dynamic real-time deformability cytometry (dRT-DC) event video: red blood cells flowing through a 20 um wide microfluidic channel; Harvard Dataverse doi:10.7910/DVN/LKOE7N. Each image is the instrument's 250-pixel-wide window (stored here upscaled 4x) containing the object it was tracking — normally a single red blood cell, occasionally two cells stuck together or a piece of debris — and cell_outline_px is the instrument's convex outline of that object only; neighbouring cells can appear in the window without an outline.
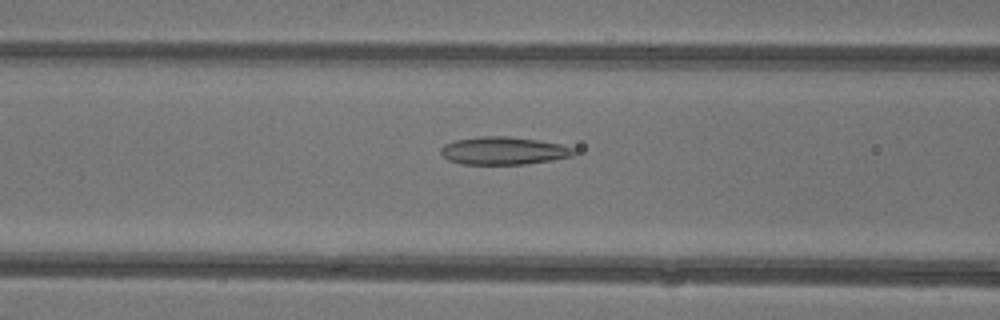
{"species": "common noctule bat (a hibernating species)", "species_latin": "Nyctalus noctula", "temperature_condition": "warm", "stored_images_in_passage": 47, "camera_frame_rate_fps": 3000, "um_per_image_px": 0.085, "animal": {"sex": "female"}, "frame": {"image": 1, "passage_image": 20, "time_ms": 6.333, "image_size_px": [1000, 320], "cell_outline_px": [[576, 152], [572, 156], [552, 160], [524, 164], [460, 164], [448, 160], [440, 152], [440, 148], [444, 144], [456, 140], [480, 136], [508, 136], [540, 140], [560, 144], [572, 148]], "centroid_in_image_um": [42.78, 12.81], "position_along_channel_um": 123.8, "area_um2": 21.56}}
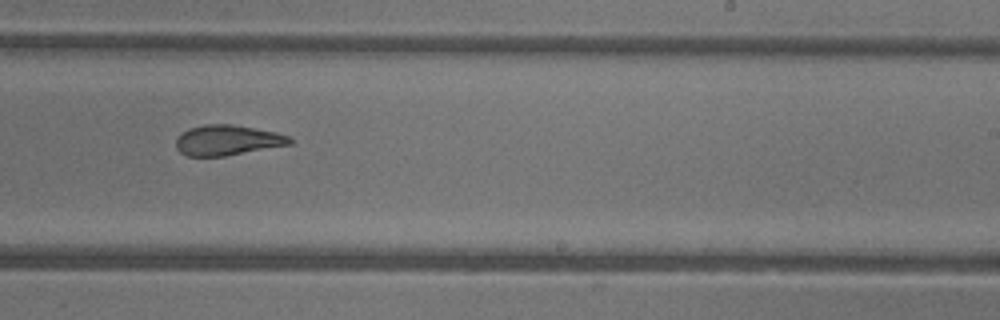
{"frame": {"image": 2, "passage_image": 30, "time_ms": 9.667, "image_size_px": [1000, 320], "cell_outline_px": [[292, 144], [224, 156], [188, 156], [180, 152], [176, 148], [176, 140], [188, 128], [204, 124], [232, 124], [276, 132], [288, 136], [292, 140]], "centroid_in_image_um": [19.33, 11.91], "position_along_channel_um": 269.7, "area_um2": 19.94}}
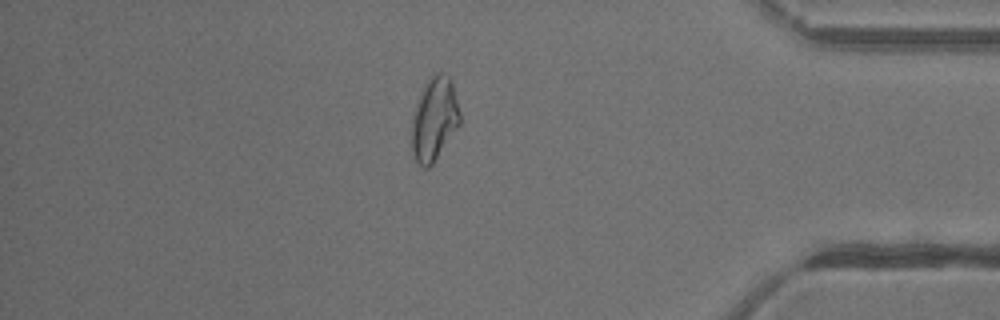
{"frame": {"image": 3, "passage_image": 41, "time_ms": 13.333, "image_size_px": [1000, 320], "cell_outline_px": [[460, 124], [432, 164], [428, 168], [424, 168], [416, 160], [412, 152], [408, 132], [412, 112], [428, 76], [432, 72], [444, 72], [452, 80], [460, 112]], "centroid_in_image_um": [36.86, 10.08], "position_along_channel_um": 398.3, "area_um2": 24.16}, "authors_computed_cell_mechanics": {"area_um2": 23.409, "velocity_mm_per_s": 4.3851, "shape_relaxation_time_tau1_ms": null, "shape_relaxation_time_tau2_ms": 1.812, "deformation_change_tau1": null, "deformation_change_tau2": 0.1041}}